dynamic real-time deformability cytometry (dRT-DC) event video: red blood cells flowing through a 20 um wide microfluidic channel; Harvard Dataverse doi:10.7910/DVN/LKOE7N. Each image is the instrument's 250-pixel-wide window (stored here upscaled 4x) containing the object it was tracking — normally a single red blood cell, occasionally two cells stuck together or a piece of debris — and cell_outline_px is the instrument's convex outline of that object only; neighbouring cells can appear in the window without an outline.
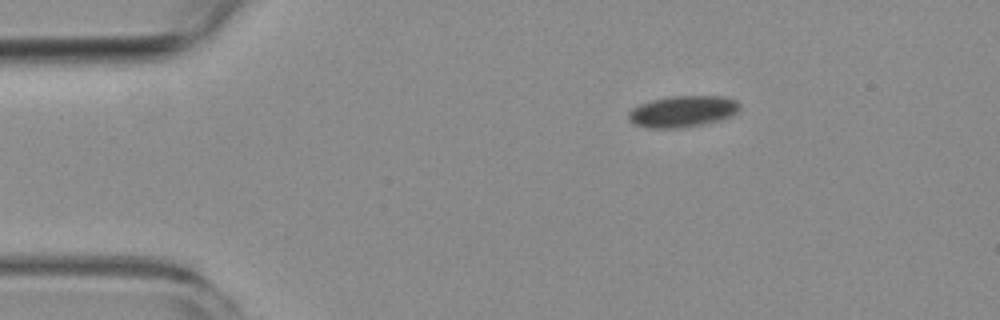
{"species": "common noctule bat (a hibernating species)", "species_latin": "Nyctalus noctula", "temperature_condition": "room temperature", "stored_images_in_passage": 9, "camera_frame_rate_fps": 3000, "um_per_image_px": 0.085, "animal": {"sex": "female", "body_mass_g": 19.3, "forearm_length_mm": 54.1}, "frame": {"image": 1, "passage_image": 1, "time_ms": 0.0, "image_size_px": [1000, 320], "cell_outline_px": [[740, 108], [732, 116], [720, 120], [704, 124], [680, 128], [648, 128], [636, 124], [628, 116], [628, 112], [632, 108], [640, 104], [652, 100], [672, 96], [724, 96], [736, 100], [740, 104]], "centroid_in_image_um": [58.07, 9.47], "position_along_channel_um": 26.9, "area_um2": 20.29}}
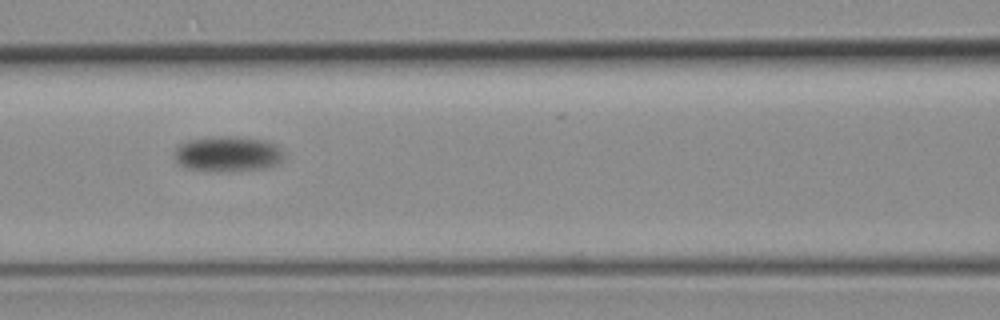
{"frame": {"image": 2, "passage_image": 6, "time_ms": 5.667, "image_size_px": [1000, 320], "cell_outline_px": [[284, 160], [268, 168], [220, 172], [212, 172], [188, 168], [176, 164], [176, 144], [188, 140], [220, 136], [236, 136], [264, 140], [276, 144], [284, 152]], "centroid_in_image_um": [19.37, 13.09], "position_along_channel_um": 147.2, "area_um2": 23.0}}
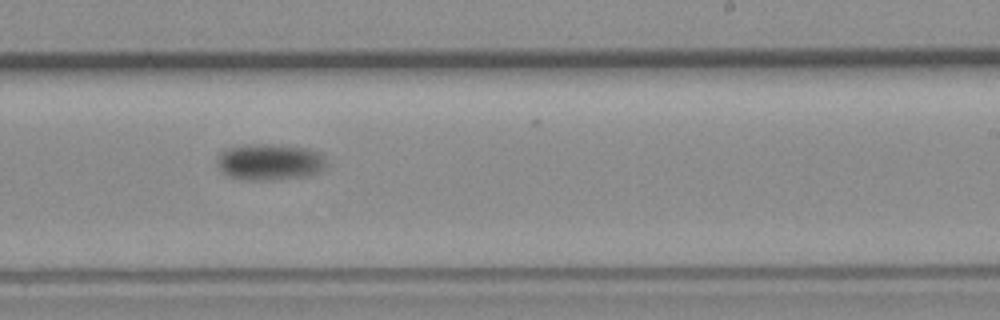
{"frame": {"image": 3, "passage_image": 9, "time_ms": 9.333, "image_size_px": [1000, 320], "cell_outline_px": [[324, 168], [308, 176], [272, 180], [244, 180], [228, 176], [216, 164], [216, 160], [220, 152], [224, 148], [244, 144], [276, 144], [308, 148], [320, 152], [324, 156]], "centroid_in_image_um": [22.88, 13.75], "position_along_channel_um": 266.1, "area_um2": 23.47}}